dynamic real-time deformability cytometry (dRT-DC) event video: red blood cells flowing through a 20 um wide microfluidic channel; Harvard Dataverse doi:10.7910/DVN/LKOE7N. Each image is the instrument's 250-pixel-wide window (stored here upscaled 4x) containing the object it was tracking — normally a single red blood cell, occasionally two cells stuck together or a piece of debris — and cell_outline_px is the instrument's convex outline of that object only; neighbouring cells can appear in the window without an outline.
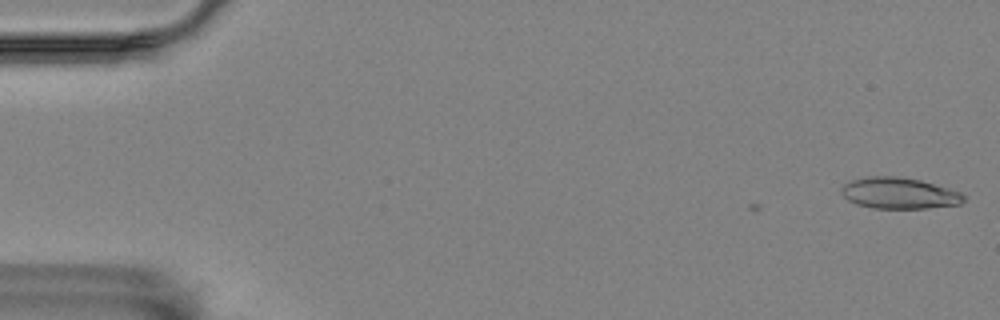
{"species": "Egyptian fruit bat (a non-hibernating species)", "species_latin": "Rousettus aegyptiacus", "temperature_condition": "room temperature", "stored_images_in_passage": 2, "camera_frame_rate_fps": 3000, "um_per_image_px": 0.085, "animal": {"sex": "female"}, "frame": {"image": 1, "passage_image": 2, "time_ms": 0.333, "image_size_px": [1000, 320], "cell_outline_px": [[964, 200], [960, 204], [928, 208], [872, 208], [856, 204], [848, 200], [840, 192], [840, 188], [844, 184], [852, 180], [868, 176], [896, 176], [920, 180], [948, 188], [960, 192], [964, 196]], "centroid_in_image_um": [76.39, 16.42], "position_along_channel_um": 8.6, "area_um2": 22.2}}